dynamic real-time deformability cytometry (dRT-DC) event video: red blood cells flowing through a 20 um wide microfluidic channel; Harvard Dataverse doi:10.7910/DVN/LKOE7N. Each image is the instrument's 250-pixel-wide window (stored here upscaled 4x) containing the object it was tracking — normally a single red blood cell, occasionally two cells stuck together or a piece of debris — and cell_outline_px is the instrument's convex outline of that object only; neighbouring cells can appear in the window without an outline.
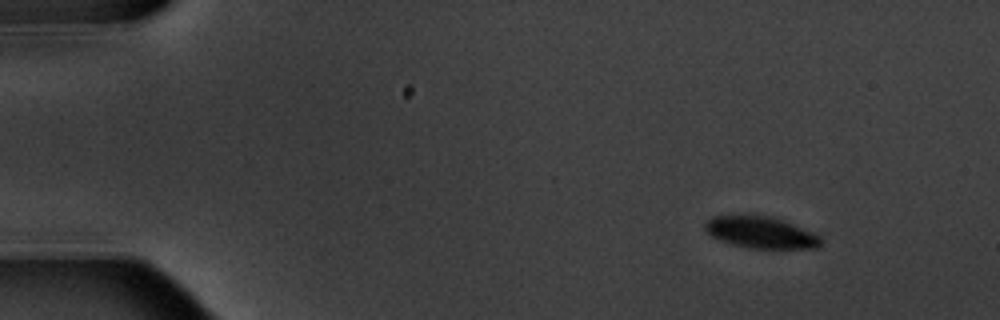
{"species": "common noctule bat (a hibernating species)", "species_latin": "Nyctalus noctula", "temperature_condition": "warm", "stored_images_in_passage": 5, "camera_frame_rate_fps": 3000, "um_per_image_px": 0.085, "animal": {"sex": "male", "body_mass_g": 20.1, "forearm_length_mm": 53.5}, "frame": {"image": 1, "passage_image": 2, "time_ms": 1.0, "image_size_px": [1000, 320], "cell_outline_px": [[820, 244], [816, 248], [748, 248], [732, 244], [720, 240], [712, 236], [704, 228], [704, 224], [712, 216], [772, 216], [784, 220], [812, 232], [820, 236]], "centroid_in_image_um": [64.66, 19.76], "position_along_channel_um": 20.3, "area_um2": 21.04}}
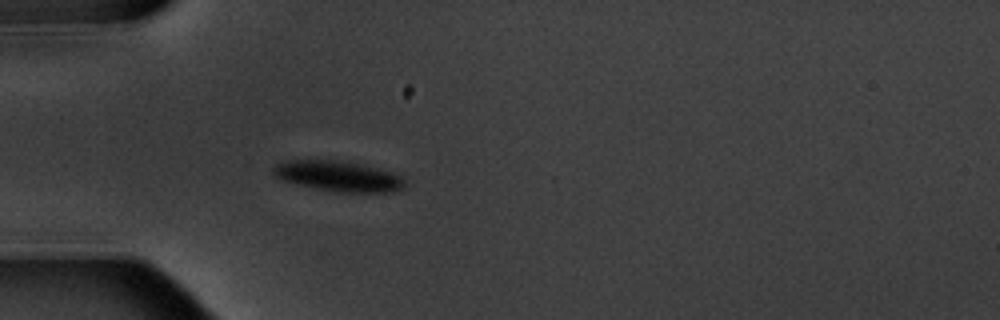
{"frame": {"image": 2, "passage_image": 5, "time_ms": 4.667, "image_size_px": [1000, 320], "cell_outline_px": [[404, 188], [396, 192], [340, 192], [316, 188], [284, 180], [276, 176], [272, 172], [272, 168], [276, 164], [284, 160], [336, 160], [356, 164], [392, 172], [400, 176], [404, 180]], "centroid_in_image_um": [28.75, 14.98], "position_along_channel_um": 56.2, "area_um2": 22.89}}